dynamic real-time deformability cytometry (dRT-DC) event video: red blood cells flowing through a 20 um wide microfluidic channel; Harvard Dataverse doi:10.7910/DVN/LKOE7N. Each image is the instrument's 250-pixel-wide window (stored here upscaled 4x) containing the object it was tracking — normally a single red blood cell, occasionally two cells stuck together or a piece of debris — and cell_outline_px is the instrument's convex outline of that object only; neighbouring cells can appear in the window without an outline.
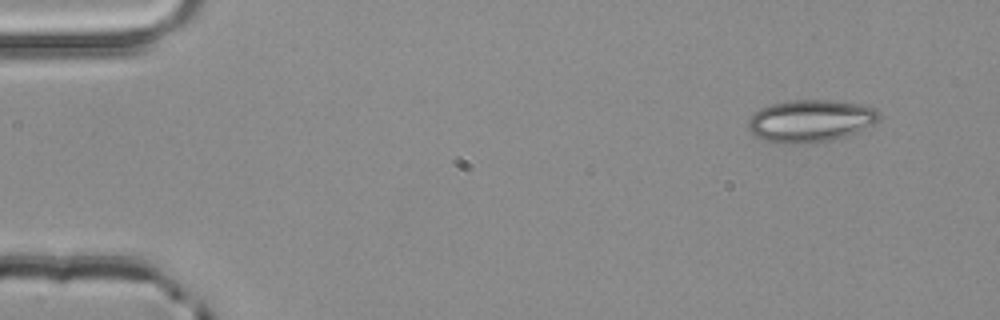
{"species": "common noctule bat (a hibernating species)", "species_latin": "Nyctalus noctula", "temperature_condition": "room temperature", "stored_images_in_passage": 3, "camera_frame_rate_fps": 3000, "um_per_image_px": 0.085, "animal": {"sex": "male", "body_mass_g": 20.4}, "frame": {"image": 1, "passage_image": 1, "time_ms": 0.0, "image_size_px": [1000, 320], "cell_outline_px": [[880, 116], [872, 124], [856, 132], [844, 136], [812, 144], [796, 144], [764, 140], [756, 136], [748, 128], [748, 120], [760, 108], [772, 104], [792, 100], [836, 100], [860, 104], [876, 108], [880, 112]], "centroid_in_image_um": [68.9, 10.26], "position_along_channel_um": 16.1, "area_um2": 32.08}}